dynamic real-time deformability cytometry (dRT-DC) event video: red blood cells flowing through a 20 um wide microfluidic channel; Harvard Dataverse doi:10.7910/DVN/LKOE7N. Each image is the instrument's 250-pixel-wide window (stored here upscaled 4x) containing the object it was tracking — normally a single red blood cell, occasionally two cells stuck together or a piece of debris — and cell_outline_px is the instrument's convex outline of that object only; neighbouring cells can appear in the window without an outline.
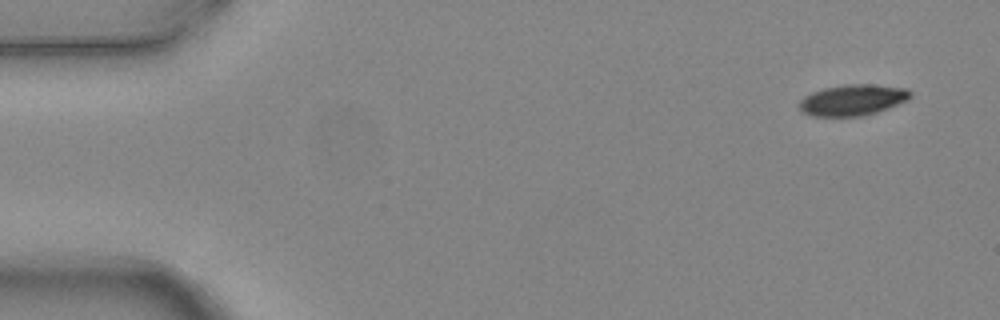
{"species": "common noctule bat (a hibernating species)", "species_latin": "Nyctalus noctula", "temperature_condition": "warm", "stored_images_in_passage": 6, "camera_frame_rate_fps": 3000, "um_per_image_px": 0.085, "animal": {"sex": "female", "body_mass_g": 24.6, "forearm_length_mm": 56.2}, "frame": {"image": 1, "passage_image": 1, "time_ms": 0.0, "image_size_px": [1000, 320], "cell_outline_px": [[912, 96], [908, 100], [888, 108], [876, 112], [860, 116], [812, 116], [804, 112], [800, 108], [800, 100], [804, 96], [812, 92], [824, 88], [844, 84], [872, 84], [908, 88], [912, 92]], "centroid_in_image_um": [72.51, 8.48], "position_along_channel_um": 12.5, "area_um2": 20.11}}
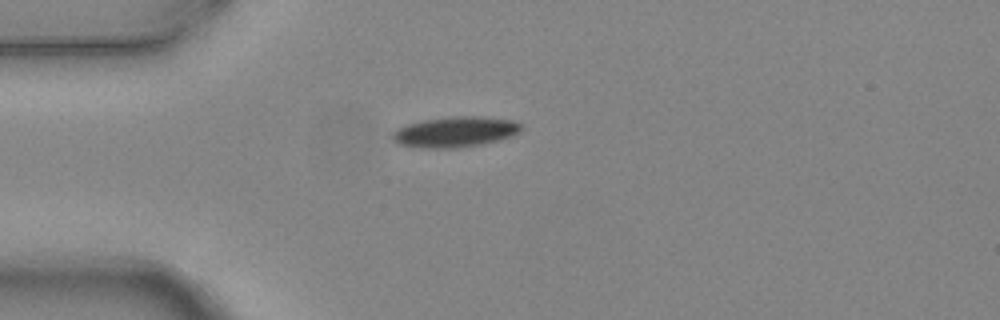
{"frame": {"image": 2, "passage_image": 4, "time_ms": 1.0, "image_size_px": [1000, 320], "cell_outline_px": [[520, 132], [512, 136], [500, 140], [460, 148], [420, 148], [400, 144], [392, 140], [392, 132], [396, 128], [408, 124], [424, 120], [452, 116], [480, 116], [512, 120], [520, 124]], "centroid_in_image_um": [38.67, 11.21], "position_along_channel_um": 46.3, "area_um2": 22.95}}
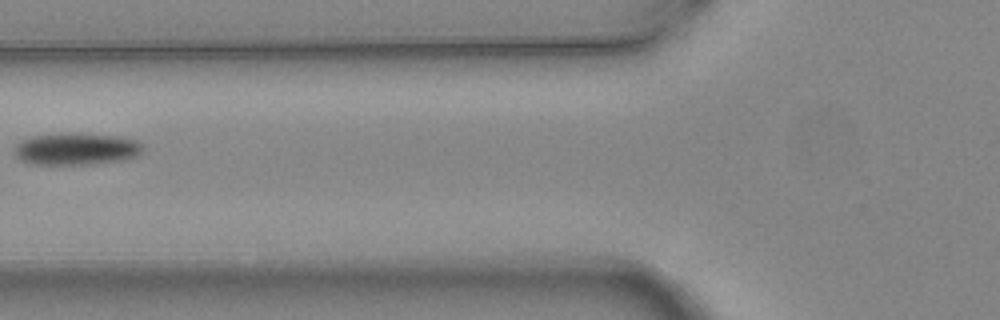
{"frame": {"image": 3, "passage_image": 6, "time_ms": 1.667, "image_size_px": [1000, 320], "cell_outline_px": [[144, 148], [136, 156], [124, 160], [92, 164], [28, 164], [20, 160], [16, 156], [12, 148], [20, 140], [32, 136], [72, 132], [120, 136], [136, 140], [144, 144]], "centroid_in_image_um": [6.46, 12.65], "position_along_channel_um": 119.3, "area_um2": 24.45}}